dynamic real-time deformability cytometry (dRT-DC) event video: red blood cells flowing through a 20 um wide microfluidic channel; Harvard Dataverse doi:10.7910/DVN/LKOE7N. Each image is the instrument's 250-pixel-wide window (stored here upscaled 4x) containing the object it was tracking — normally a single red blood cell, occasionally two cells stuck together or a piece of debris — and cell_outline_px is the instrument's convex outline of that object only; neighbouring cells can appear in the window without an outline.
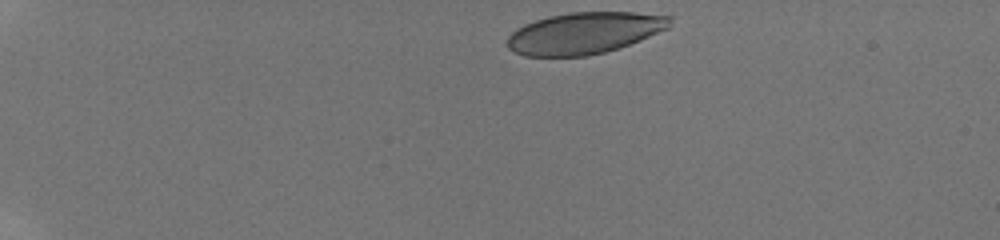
{"species": "human", "species_latin": "Homo sapiens", "temperature_condition": "room temperature", "stored_images_in_passage": 43, "camera_frame_rate_fps": 3000, "um_per_image_px": 0.085, "donor": {"sex": "male"}, "frame": {"image": 1, "passage_image": 1, "time_ms": 0.0, "image_size_px": [1000, 240], "cell_outline_px": [[672, 20], [668, 28], [640, 40], [620, 48], [588, 56], [524, 56], [508, 48], [508, 36], [516, 28], [524, 24], [548, 16], [572, 12], [632, 12], [672, 16]], "centroid_in_image_um": [49.67, 2.81], "position_along_channel_um": 35.3, "area_um2": 39.36}}
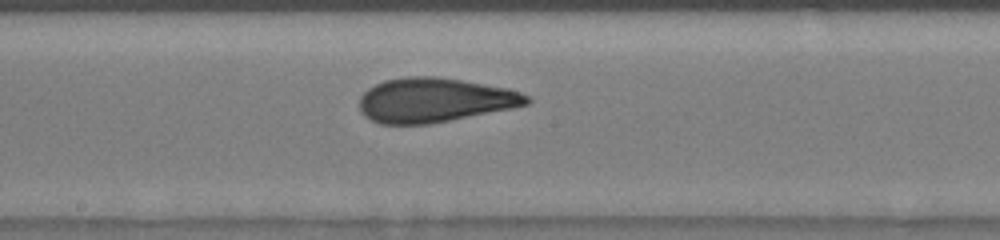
{"frame": {"image": 2, "passage_image": 22, "time_ms": 7.0, "image_size_px": [1000, 240], "cell_outline_px": [[532, 100], [528, 104], [512, 108], [428, 124], [380, 124], [364, 116], [360, 112], [360, 96], [368, 88], [384, 80], [408, 76], [432, 76], [460, 80], [504, 88], [520, 92], [528, 96]], "centroid_in_image_um": [36.89, 8.51], "position_along_channel_um": 211.3, "area_um2": 42.89}}
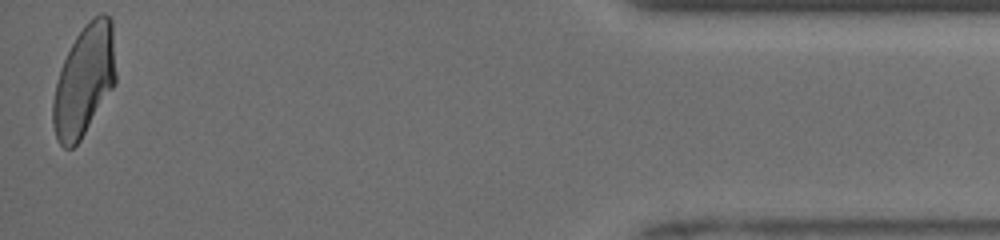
{"frame": {"image": 3, "passage_image": 43, "time_ms": 14.0, "image_size_px": [1000, 240], "cell_outline_px": [[116, 84], [80, 140], [72, 148], [64, 148], [60, 144], [56, 136], [52, 124], [52, 100], [60, 68], [76, 36], [84, 24], [92, 16], [100, 12], [104, 12], [112, 20], [116, 72]], "centroid_in_image_um": [7.17, 6.82], "position_along_channel_um": 428.0, "area_um2": 40.86}, "authors_computed_cell_mechanics": {"area_um2": 42.3674, "velocity_mm_per_s": 3.9576, "shape_relaxation_time_tau1_ms": 5.8159, "shape_relaxation_time_tau2_ms": 1.1413, "deformation_change_tau1": 0.1878, "deformation_change_tau2": 0.0744}}